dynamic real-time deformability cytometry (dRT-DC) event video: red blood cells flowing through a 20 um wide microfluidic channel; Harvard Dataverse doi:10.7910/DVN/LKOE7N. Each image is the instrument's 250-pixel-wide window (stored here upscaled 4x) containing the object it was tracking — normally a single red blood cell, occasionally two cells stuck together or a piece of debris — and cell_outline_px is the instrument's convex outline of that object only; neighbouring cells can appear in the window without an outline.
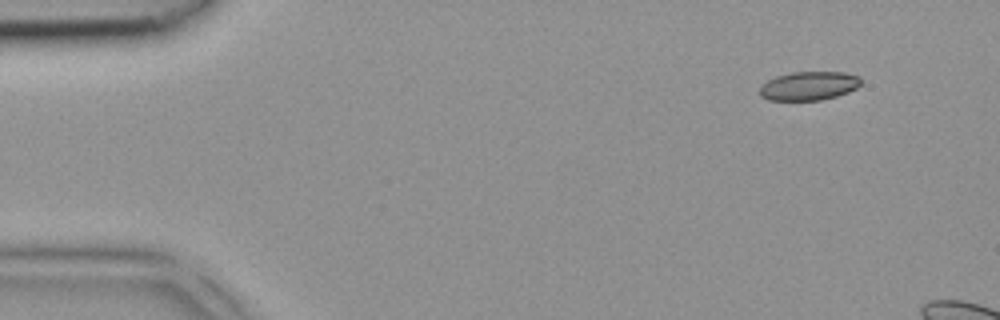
{"species": "common noctule bat (a hibernating species)", "species_latin": "Nyctalus noctula", "temperature_condition": "room temperature", "stored_images_in_passage": 3, "camera_frame_rate_fps": 3000, "um_per_image_px": 0.085, "animal": {"sex": "female", "body_mass_g": 18.4}, "frame": {"image": 1, "passage_image": 1, "time_ms": 0.0, "image_size_px": [1000, 320], "cell_outline_px": [[860, 84], [856, 88], [848, 92], [836, 96], [820, 100], [768, 100], [760, 96], [760, 88], [768, 80], [776, 76], [792, 72], [844, 72], [860, 76]], "centroid_in_image_um": [68.76, 7.29], "position_along_channel_um": 16.2, "area_um2": 16.88}}